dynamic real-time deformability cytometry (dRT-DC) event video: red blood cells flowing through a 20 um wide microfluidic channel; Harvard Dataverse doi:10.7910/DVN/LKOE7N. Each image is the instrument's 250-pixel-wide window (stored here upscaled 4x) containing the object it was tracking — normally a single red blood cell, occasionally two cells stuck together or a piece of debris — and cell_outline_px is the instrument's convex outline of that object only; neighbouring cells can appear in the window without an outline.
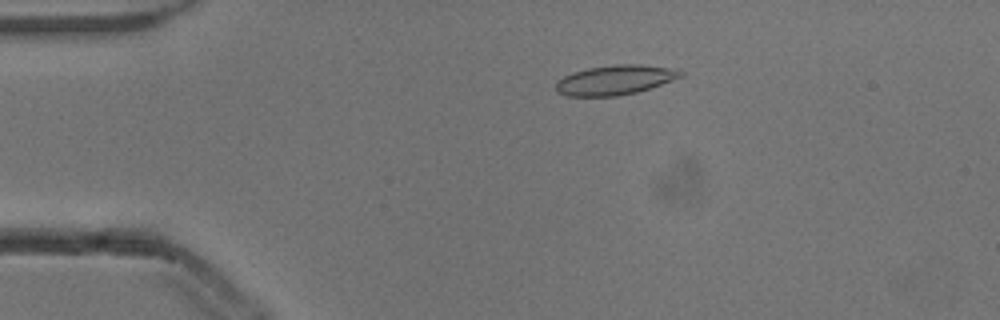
{"species": "common noctule bat (a hibernating species)", "species_latin": "Nyctalus noctula", "temperature_condition": "cold", "stored_images_in_passage": 45, "camera_frame_rate_fps": 3000, "um_per_image_px": 0.085, "animal": {"sex": "male", "body_mass_g": 13.3}, "frame": {"image": 1, "passage_image": 3, "time_ms": 0.667, "image_size_px": [1000, 320], "cell_outline_px": [[684, 76], [636, 92], [616, 96], [568, 96], [556, 92], [556, 80], [572, 72], [588, 68], [616, 64], [640, 64], [676, 68], [684, 72]], "centroid_in_image_um": [52.27, 6.78], "position_along_channel_um": 32.7, "area_um2": 21.62}}
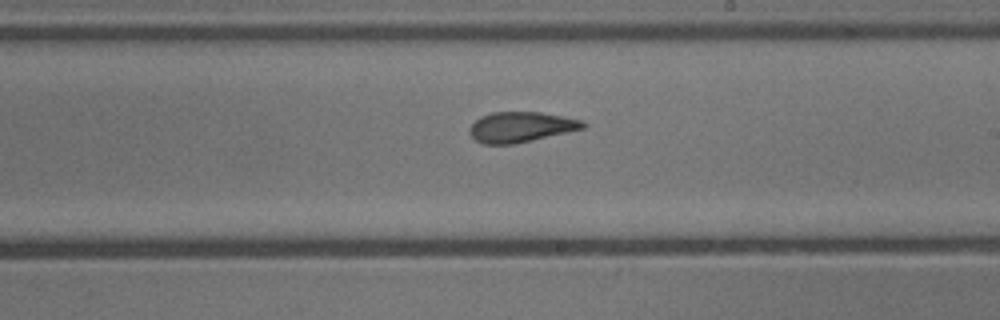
{"frame": {"image": 2, "passage_image": 23, "time_ms": 7.333, "image_size_px": [1000, 320], "cell_outline_px": [[588, 124], [584, 128], [532, 140], [512, 144], [484, 144], [476, 140], [468, 132], [468, 128], [480, 116], [492, 112], [540, 112], [564, 116], [584, 120]], "centroid_in_image_um": [44.28, 10.78], "position_along_channel_um": 244.7, "area_um2": 20.06}}
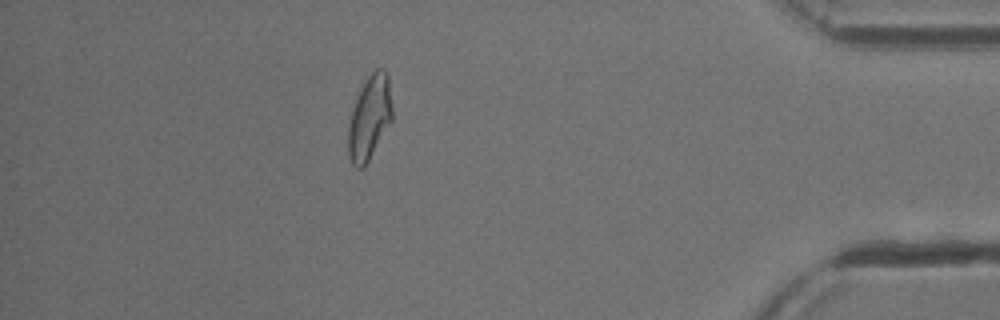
{"frame": {"image": 3, "passage_image": 39, "time_ms": 12.667, "image_size_px": [1000, 320], "cell_outline_px": [[392, 120], [364, 168], [356, 168], [352, 164], [348, 156], [348, 124], [352, 108], [356, 96], [360, 88], [368, 76], [376, 68], [384, 68], [388, 72], [392, 108]], "centroid_in_image_um": [31.4, 9.98], "position_along_channel_um": 403.8, "area_um2": 21.85}, "authors_computed_cell_mechanics": {"area_um2": 20.9814, "velocity_mm_per_s": 3.8754, "shape_relaxation_time_tau1_ms": 5.3739, "shape_relaxation_time_tau2_ms": 1.7658, "deformation_change_tau1": 0.1789, "deformation_change_tau2": 0.0975}}